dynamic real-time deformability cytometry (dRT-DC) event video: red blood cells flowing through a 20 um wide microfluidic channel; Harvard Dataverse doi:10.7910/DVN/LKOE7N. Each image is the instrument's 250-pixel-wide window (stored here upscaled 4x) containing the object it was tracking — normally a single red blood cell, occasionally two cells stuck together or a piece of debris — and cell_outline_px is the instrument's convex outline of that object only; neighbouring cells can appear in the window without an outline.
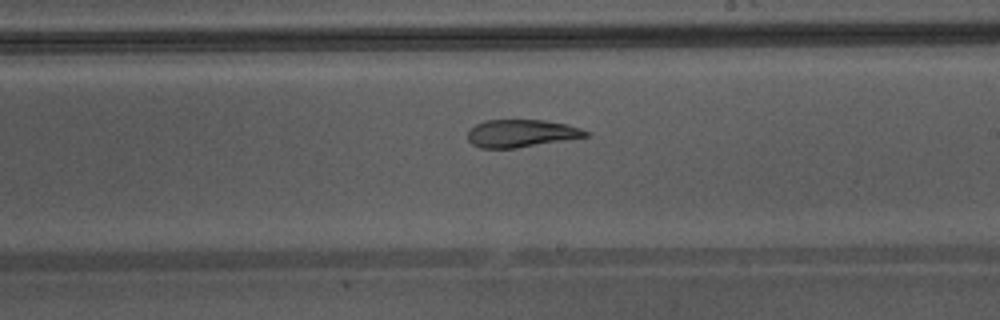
{"species": "Egyptian fruit bat (a non-hibernating species)", "species_latin": "Rousettus aegyptiacus", "temperature_condition": "warm", "stored_images_in_passage": 32, "camera_frame_rate_fps": 3000, "um_per_image_px": 0.085, "animal": {"sex": "male"}, "frame": {"image": 1, "passage_image": 14, "time_ms": 4.333, "image_size_px": [1000, 320], "cell_outline_px": [[588, 136], [516, 148], [480, 148], [472, 144], [468, 140], [468, 132], [476, 124], [484, 120], [544, 120], [568, 124], [580, 128], [588, 132]], "centroid_in_image_um": [44.28, 11.33], "position_along_channel_um": 244.7, "area_um2": 18.84}, "authors_computed_cell_mechanics": {"area_um2": 21.0103, "velocity_mm_per_s": 4.3591, "shape_relaxation_time_tau1_ms": null, "shape_relaxation_time_tau2_ms": 3.4001, "deformation_change_tau1": null, "deformation_change_tau2": 0.1166}}